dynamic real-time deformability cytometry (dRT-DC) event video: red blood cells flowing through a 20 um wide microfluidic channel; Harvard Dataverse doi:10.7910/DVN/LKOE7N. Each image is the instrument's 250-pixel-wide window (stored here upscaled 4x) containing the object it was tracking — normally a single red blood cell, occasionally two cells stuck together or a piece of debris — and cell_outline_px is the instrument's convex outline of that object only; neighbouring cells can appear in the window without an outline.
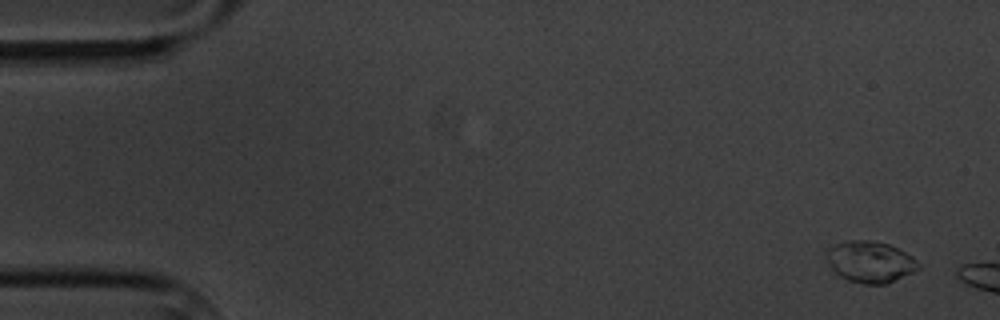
{"species": "common noctule bat (a hibernating species)", "species_latin": "Nyctalus noctula", "temperature_condition": "cold", "stored_images_in_passage": 3, "camera_frame_rate_fps": 3000, "um_per_image_px": 0.085, "animal": {"sex": "male", "body_mass_g": 20.1, "forearm_length_mm": 53.5}, "frame": {"image": 1, "passage_image": 1, "time_ms": 0.0, "image_size_px": [1000, 320], "cell_outline_px": [[920, 268], [912, 272], [884, 284], [864, 284], [848, 280], [840, 276], [832, 268], [824, 252], [828, 248], [844, 240], [872, 240], [888, 244], [912, 256], [920, 264]], "centroid_in_image_um": [73.94, 22.24], "position_along_channel_um": 11.1, "area_um2": 21.96}}